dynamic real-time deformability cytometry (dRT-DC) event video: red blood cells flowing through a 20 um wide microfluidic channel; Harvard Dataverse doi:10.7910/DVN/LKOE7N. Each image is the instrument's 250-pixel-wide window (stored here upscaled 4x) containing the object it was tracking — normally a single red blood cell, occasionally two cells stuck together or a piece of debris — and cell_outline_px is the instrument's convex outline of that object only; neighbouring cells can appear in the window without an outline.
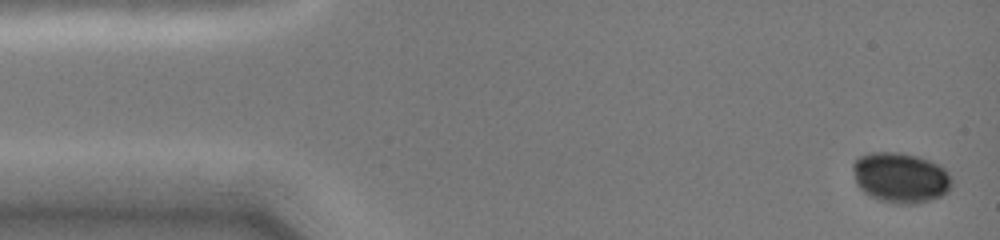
{"species": "common noctule bat (a hibernating species)", "species_latin": "Nyctalus noctula", "temperature_condition": "cold", "stored_images_in_passage": 9, "camera_frame_rate_fps": 3000, "um_per_image_px": 0.085, "animal": {"sex": "female", "body_mass_g": 19.0, "forearm_length_mm": 51.5}, "frame": {"image": 1, "passage_image": 1, "time_ms": 0.0, "image_size_px": [1000, 240], "cell_outline_px": [[952, 188], [948, 192], [932, 200], [916, 204], [896, 204], [880, 200], [864, 192], [856, 184], [852, 168], [852, 164], [860, 156], [868, 152], [900, 152], [916, 156], [940, 164], [948, 172], [952, 180]], "centroid_in_image_um": [76.56, 15.1], "position_along_channel_um": 8.4, "area_um2": 29.3}}
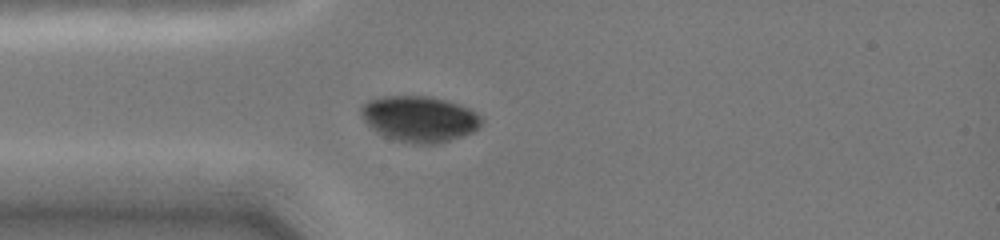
{"frame": {"image": 2, "passage_image": 8, "time_ms": 3.667, "image_size_px": [1000, 240], "cell_outline_px": [[484, 120], [480, 128], [464, 136], [436, 144], [412, 144], [396, 140], [384, 136], [376, 132], [360, 116], [360, 104], [368, 100], [380, 96], [428, 96], [460, 104], [476, 112]], "centroid_in_image_um": [35.64, 10.1], "position_along_channel_um": 49.4, "area_um2": 32.6}}